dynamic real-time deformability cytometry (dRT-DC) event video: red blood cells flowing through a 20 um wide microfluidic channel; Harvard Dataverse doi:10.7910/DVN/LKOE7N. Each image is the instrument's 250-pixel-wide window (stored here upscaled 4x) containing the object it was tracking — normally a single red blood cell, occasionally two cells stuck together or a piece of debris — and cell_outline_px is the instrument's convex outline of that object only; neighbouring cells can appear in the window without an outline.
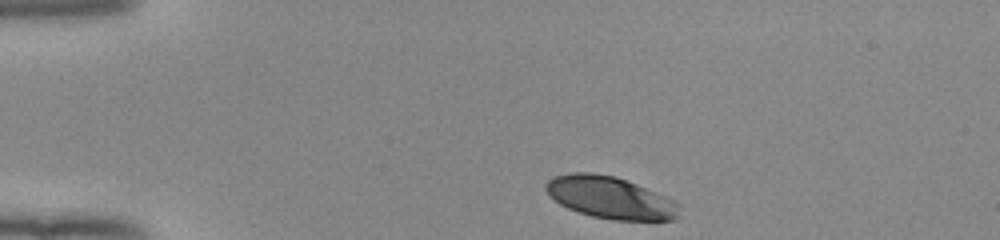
{"species": "human", "species_latin": "Homo sapiens", "temperature_condition": "room temperature", "stored_images_in_passage": 35, "camera_frame_rate_fps": 3000, "um_per_image_px": 0.085, "donor": {"sex": "female"}, "frame": {"image": 1, "passage_image": 1, "time_ms": 0.0, "image_size_px": [1000, 240], "cell_outline_px": [[680, 216], [676, 220], [612, 220], [592, 216], [576, 212], [560, 204], [548, 196], [544, 188], [544, 184], [548, 180], [556, 176], [572, 172], [592, 172], [616, 176], [636, 184], [664, 196], [680, 204]], "centroid_in_image_um": [51.85, 16.8], "position_along_channel_um": 33.2, "area_um2": 32.95}}
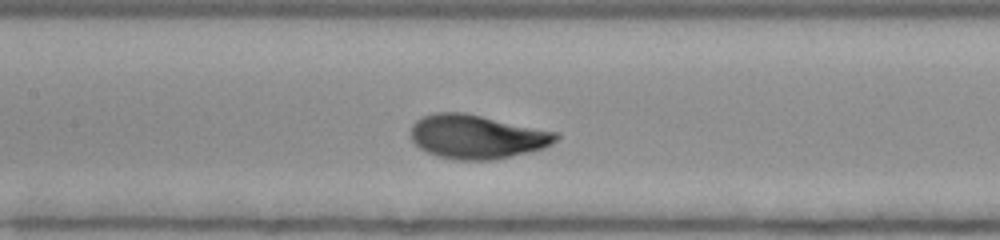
{"frame": {"image": 2, "passage_image": 16, "time_ms": 5.0, "image_size_px": [1000, 240], "cell_outline_px": [[560, 136], [552, 144], [544, 148], [496, 160], [456, 160], [440, 156], [428, 152], [420, 148], [412, 140], [412, 124], [416, 120], [432, 112], [464, 112], [560, 132]], "centroid_in_image_um": [40.58, 11.61], "position_along_channel_um": 166.8, "area_um2": 37.34}}
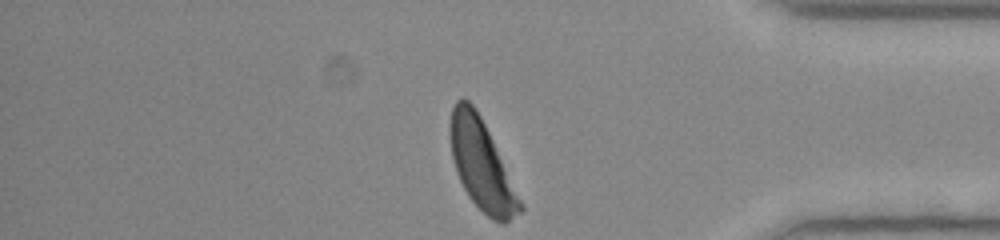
{"frame": {"image": 3, "passage_image": 35, "time_ms": 11.333, "image_size_px": [1000, 240], "cell_outline_px": [[524, 208], [520, 212], [504, 224], [500, 224], [492, 220], [468, 196], [456, 172], [452, 156], [448, 132], [448, 124], [452, 108], [456, 100], [460, 96], [468, 100], [476, 108], [524, 204]], "centroid_in_image_um": [40.91, 14.0], "position_along_channel_um": 394.3, "area_um2": 36.53}, "authors_computed_cell_mechanics": {"area_um2": 36.992, "velocity_mm_per_s": 3.9068, "shape_relaxation_time_tau1_ms": 2.9989, "shape_relaxation_time_tau2_ms": null, "deformation_change_tau1": 0.1569, "deformation_change_tau2": null}}